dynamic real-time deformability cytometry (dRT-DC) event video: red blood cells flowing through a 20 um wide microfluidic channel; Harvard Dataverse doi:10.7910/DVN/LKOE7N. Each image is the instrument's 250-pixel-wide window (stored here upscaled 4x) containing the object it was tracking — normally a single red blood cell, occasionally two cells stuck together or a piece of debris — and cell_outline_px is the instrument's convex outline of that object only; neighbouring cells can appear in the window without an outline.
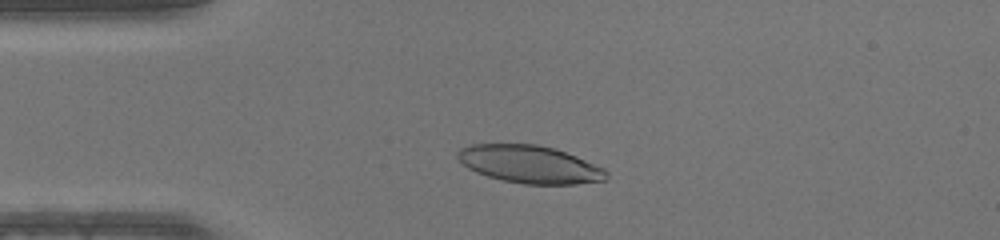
{"species": "human", "species_latin": "Homo sapiens", "temperature_condition": "warm", "stored_images_in_passage": 44, "camera_frame_rate_fps": 3000, "um_per_image_px": 0.085, "donor": {"sex": "male"}, "frame": {"image": 1, "passage_image": 8, "time_ms": 2.333, "image_size_px": [1000, 240], "cell_outline_px": [[608, 176], [604, 180], [576, 184], [524, 184], [504, 180], [488, 176], [476, 172], [468, 168], [456, 156], [456, 152], [460, 148], [472, 144], [536, 144], [556, 148], [576, 156], [604, 168], [608, 172]], "centroid_in_image_um": [45.03, 13.96], "position_along_channel_um": 40.0, "area_um2": 32.6}}
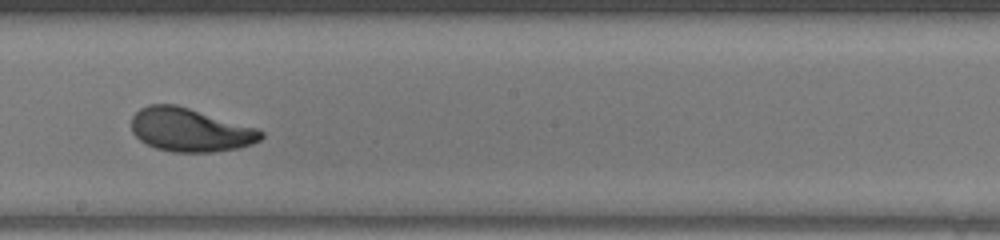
{"frame": {"image": 2, "passage_image": 23, "time_ms": 7.333, "image_size_px": [1000, 240], "cell_outline_px": [[264, 136], [260, 140], [252, 144], [240, 148], [212, 152], [172, 152], [156, 148], [140, 140], [132, 132], [132, 116], [140, 108], [148, 104], [176, 104], [256, 128], [264, 132]], "centroid_in_image_um": [16.16, 11.04], "position_along_channel_um": 232.0, "area_um2": 32.77}}
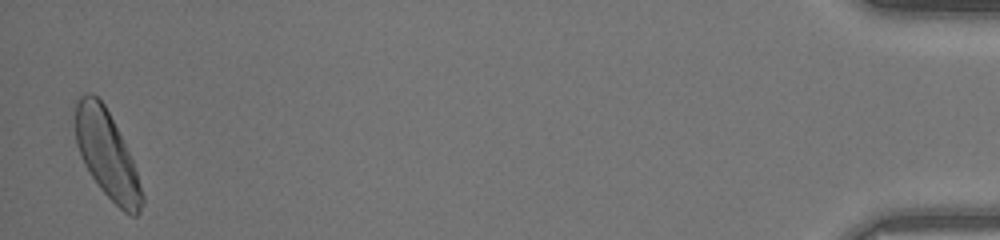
{"frame": {"image": 3, "passage_image": 43, "time_ms": 14.0, "image_size_px": [1000, 240], "cell_outline_px": [[144, 204], [140, 212], [136, 216], [132, 216], [124, 212], [100, 188], [84, 164], [80, 156], [76, 144], [76, 100], [80, 96], [88, 92], [92, 92], [104, 104], [136, 168], [144, 196]], "centroid_in_image_um": [9.1, 13.17], "position_along_channel_um": 426.1, "area_um2": 33.41}}